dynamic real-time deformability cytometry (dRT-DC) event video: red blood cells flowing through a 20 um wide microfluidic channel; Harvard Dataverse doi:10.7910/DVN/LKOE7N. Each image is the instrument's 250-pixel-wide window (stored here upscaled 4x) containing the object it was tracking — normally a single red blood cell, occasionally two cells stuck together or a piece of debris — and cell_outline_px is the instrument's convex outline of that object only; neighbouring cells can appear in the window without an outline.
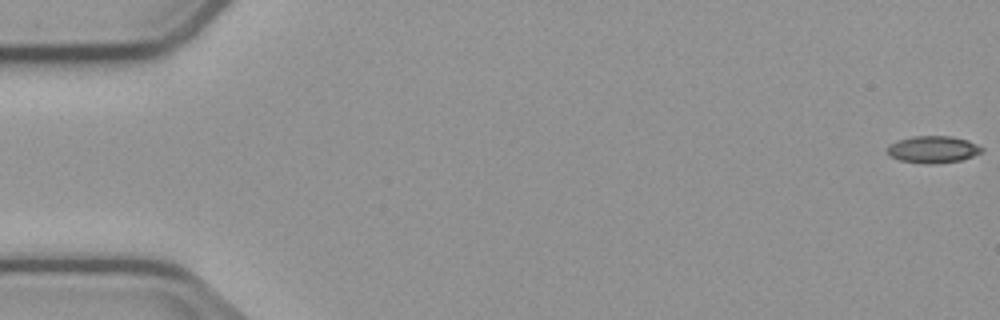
{"species": "common noctule bat (a hibernating species)", "species_latin": "Nyctalus noctula", "temperature_condition": "cold", "stored_images_in_passage": 52, "camera_frame_rate_fps": 3000, "um_per_image_px": 0.085, "animal": {"sex": "male", "body_mass_g": 23.1, "forearm_length_mm": 52.7}, "frame": {"image": 1, "passage_image": 1, "time_ms": 0.0, "image_size_px": [1000, 320], "cell_outline_px": [[984, 152], [960, 160], [936, 164], [924, 164], [900, 160], [888, 156], [888, 144], [896, 140], [912, 136], [952, 136], [968, 140], [984, 148]], "centroid_in_image_um": [79.29, 12.7], "position_along_channel_um": 5.7, "area_um2": 15.09}}
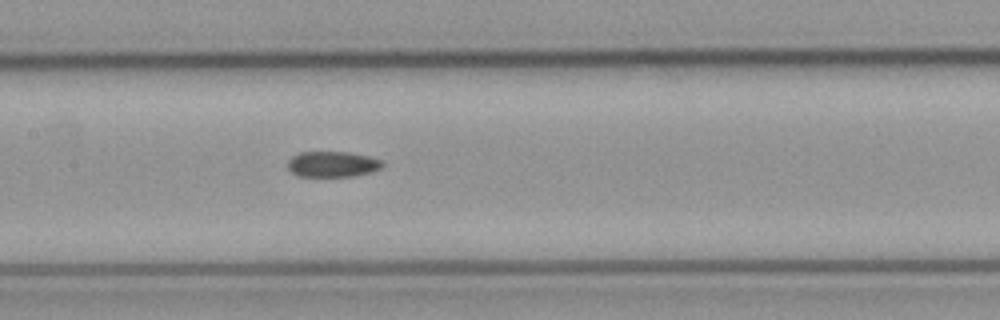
{"frame": {"image": 2, "passage_image": 27, "time_ms": 8.667, "image_size_px": [1000, 320], "cell_outline_px": [[384, 164], [380, 168], [372, 172], [356, 176], [300, 176], [292, 172], [288, 168], [288, 160], [292, 156], [300, 152], [348, 152], [368, 156], [384, 160]], "centroid_in_image_um": [28.29, 13.95], "position_along_channel_um": 179.1, "area_um2": 14.22}}
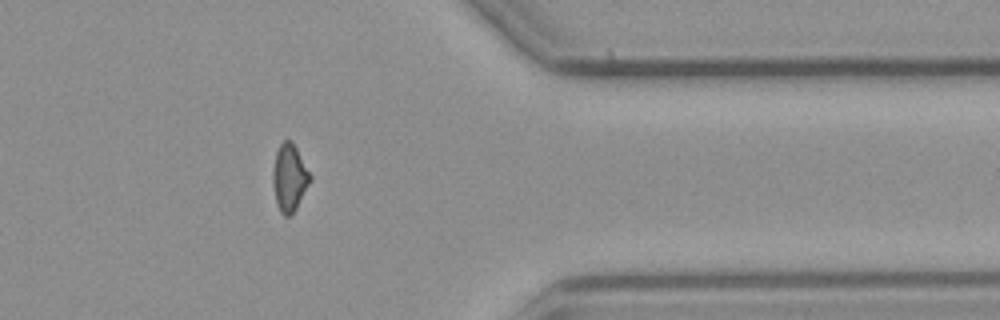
{"frame": {"image": 3, "passage_image": 45, "time_ms": 14.667, "image_size_px": [1000, 320], "cell_outline_px": [[312, 180], [296, 208], [288, 216], [284, 216], [280, 212], [276, 200], [272, 184], [272, 176], [276, 152], [280, 144], [284, 140], [292, 140], [312, 176]], "centroid_in_image_um": [24.61, 15.09], "position_along_channel_um": 386.8, "area_um2": 14.57}}